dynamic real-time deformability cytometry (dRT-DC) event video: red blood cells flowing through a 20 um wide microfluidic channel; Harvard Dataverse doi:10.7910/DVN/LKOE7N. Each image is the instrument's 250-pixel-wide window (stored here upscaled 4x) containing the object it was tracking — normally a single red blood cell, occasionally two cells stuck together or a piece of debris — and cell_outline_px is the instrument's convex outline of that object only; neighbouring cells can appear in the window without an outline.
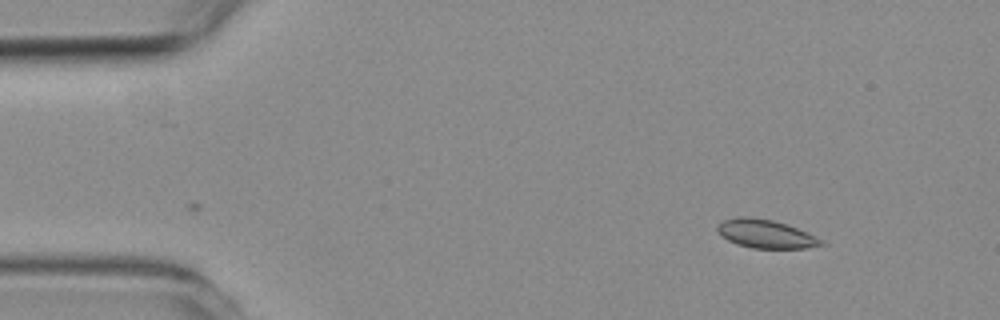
{"species": "common noctule bat (a hibernating species)", "species_latin": "Nyctalus noctula", "temperature_condition": "room temperature", "stored_images_in_passage": 2, "camera_frame_rate_fps": 3000, "um_per_image_px": 0.085, "animal": {"sex": "female", "body_mass_g": 19.3, "forearm_length_mm": 54.1}, "frame": {"image": 1, "passage_image": 2, "time_ms": 1.333, "image_size_px": [1000, 320], "cell_outline_px": [[828, 244], [808, 248], [752, 248], [736, 244], [720, 236], [716, 232], [716, 224], [724, 220], [736, 216], [748, 216], [772, 220], [796, 228]], "centroid_in_image_um": [64.98, 19.88], "position_along_channel_um": 20.0, "area_um2": 17.17}}